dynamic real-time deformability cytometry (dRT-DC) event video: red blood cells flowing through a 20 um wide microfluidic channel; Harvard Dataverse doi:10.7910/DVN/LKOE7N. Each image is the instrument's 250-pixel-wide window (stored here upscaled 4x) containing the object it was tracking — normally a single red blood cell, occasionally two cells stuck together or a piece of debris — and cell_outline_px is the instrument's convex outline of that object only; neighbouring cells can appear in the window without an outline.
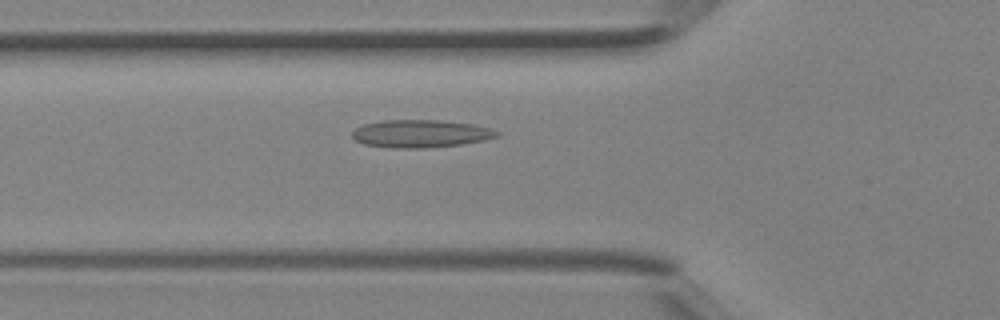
{"species": "Egyptian fruit bat (a non-hibernating species)", "species_latin": "Rousettus aegyptiacus", "temperature_condition": "room temperature", "stored_images_in_passage": 29, "camera_frame_rate_fps": 3000, "um_per_image_px": 0.085, "animal": {"sex": "female"}, "frame": {"image": 1, "passage_image": 2, "time_ms": 0.333, "image_size_px": [1000, 320], "cell_outline_px": [[500, 136], [484, 140], [460, 144], [428, 148], [392, 148], [364, 144], [356, 140], [352, 136], [352, 132], [356, 128], [364, 124], [384, 120], [440, 120], [472, 124], [488, 128], [500, 132]], "centroid_in_image_um": [35.75, 11.36], "position_along_channel_um": 90.0, "area_um2": 23.29}}
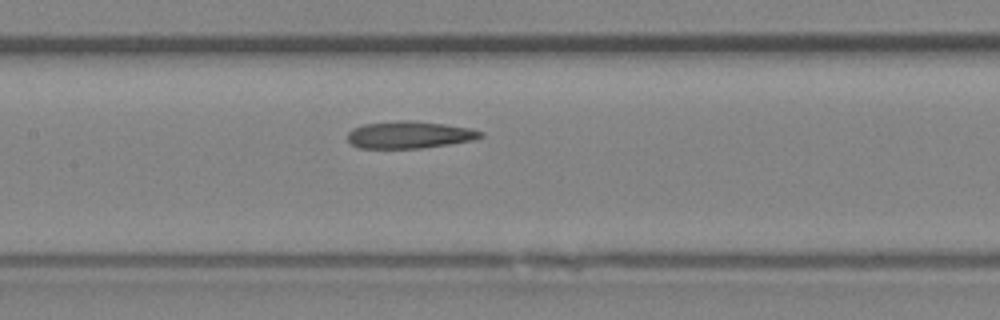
{"frame": {"image": 2, "passage_image": 7, "time_ms": 2.0, "image_size_px": [1000, 320], "cell_outline_px": [[484, 136], [472, 140], [448, 144], [420, 148], [360, 148], [352, 144], [348, 140], [348, 132], [352, 128], [364, 124], [400, 120], [408, 120], [444, 124], [468, 128], [484, 132]], "centroid_in_image_um": [34.78, 11.45], "position_along_channel_um": 172.6, "area_um2": 20.87}}
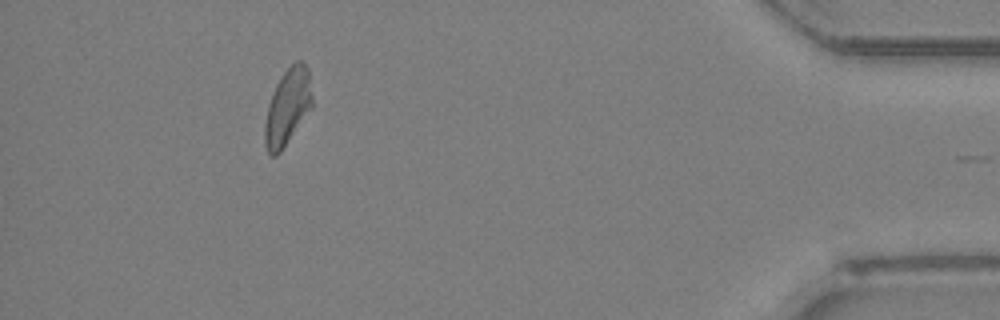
{"frame": {"image": 3, "passage_image": 25, "time_ms": 8.0, "image_size_px": [1000, 320], "cell_outline_px": [[312, 108], [280, 152], [276, 156], [268, 156], [264, 144], [264, 124], [268, 104], [272, 92], [280, 76], [296, 60], [304, 60], [308, 68], [312, 96]], "centroid_in_image_um": [24.43, 9.09], "position_along_channel_um": 410.8, "area_um2": 21.33}}